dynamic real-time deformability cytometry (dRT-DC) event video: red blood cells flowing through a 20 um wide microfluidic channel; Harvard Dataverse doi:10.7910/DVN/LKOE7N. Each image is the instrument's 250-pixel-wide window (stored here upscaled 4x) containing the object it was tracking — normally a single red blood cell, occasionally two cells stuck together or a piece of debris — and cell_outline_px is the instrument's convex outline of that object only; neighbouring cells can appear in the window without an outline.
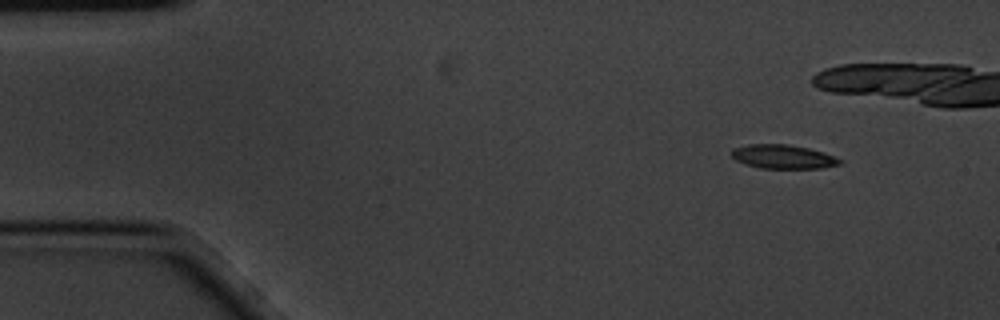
{"species": "common noctule bat (a hibernating species)", "species_latin": "Nyctalus noctula", "temperature_condition": "cold", "stored_images_in_passage": 10, "camera_frame_rate_fps": 3000, "um_per_image_px": 0.085, "animal": {"sex": "male", "body_mass_g": 20.1, "forearm_length_mm": 53.5}, "frame": {"image": 1, "passage_image": 2, "time_ms": 0.333, "image_size_px": [1000, 320], "cell_outline_px": [[844, 160], [840, 164], [820, 168], [760, 168], [736, 160], [732, 156], [732, 148], [748, 144], [788, 144], [808, 148], [824, 152]], "centroid_in_image_um": [66.58, 13.31], "position_along_channel_um": 18.4, "area_um2": 15.03}}
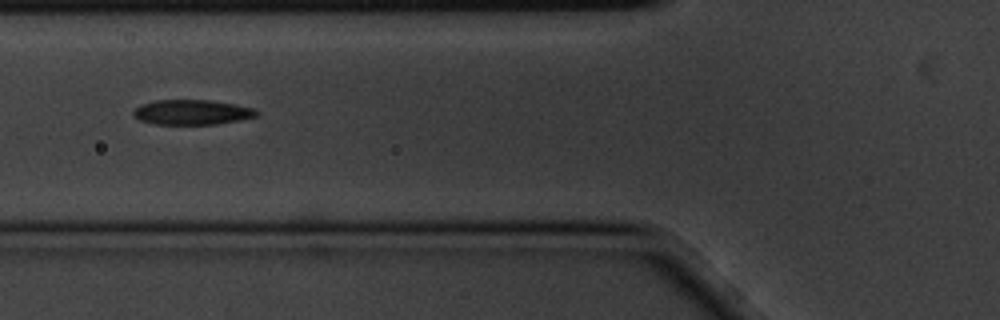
{"frame": {"image": 2, "passage_image": 9, "time_ms": 2.667, "image_size_px": [1000, 320], "cell_outline_px": [[256, 116], [240, 120], [216, 124], [156, 124], [140, 120], [132, 116], [132, 112], [140, 104], [156, 100], [208, 100], [236, 104], [252, 108], [256, 112]], "centroid_in_image_um": [16.26, 9.53], "position_along_channel_um": 109.5, "area_um2": 17.8}}
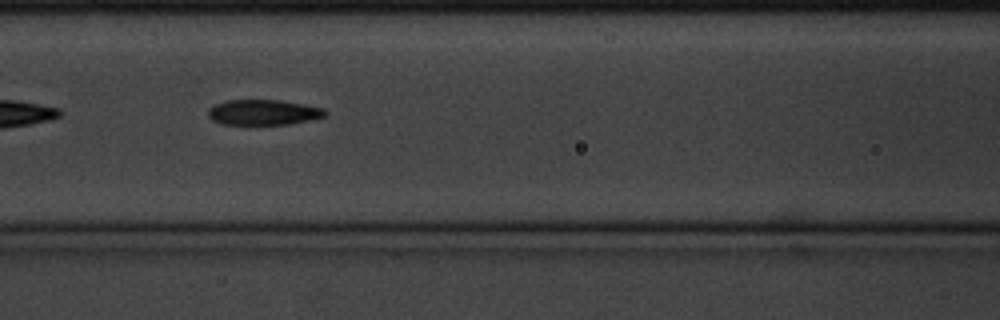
{"frame": {"image": 3, "passage_image": 10, "time_ms": 3.0, "image_size_px": [1000, 320], "cell_outline_px": [[328, 112], [324, 116], [308, 120], [288, 124], [220, 124], [212, 120], [208, 116], [208, 108], [216, 104], [228, 100], [280, 100], [304, 104], [324, 108]], "centroid_in_image_um": [22.37, 9.54], "position_along_channel_um": 144.2, "area_um2": 17.22}}